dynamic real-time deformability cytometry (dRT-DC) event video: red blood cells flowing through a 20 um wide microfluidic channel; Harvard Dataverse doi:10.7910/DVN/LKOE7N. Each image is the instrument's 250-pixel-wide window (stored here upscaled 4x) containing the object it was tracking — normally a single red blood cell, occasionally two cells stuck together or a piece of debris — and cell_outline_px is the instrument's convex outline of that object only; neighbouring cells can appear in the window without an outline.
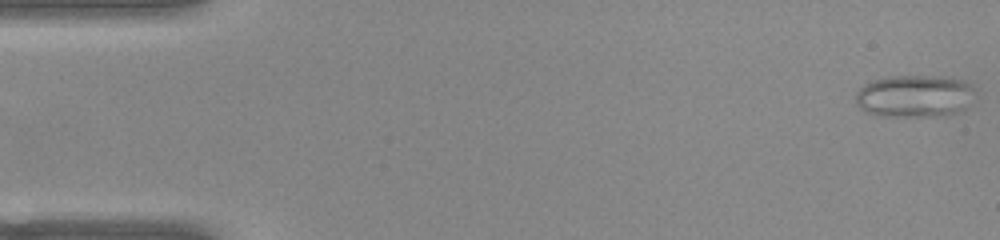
{"species": "common noctule bat (a hibernating species)", "species_latin": "Nyctalus noctula", "temperature_condition": "warm", "stored_images_in_passage": 51, "camera_frame_rate_fps": 3000, "um_per_image_px": 0.085, "animal": {"sex": "female", "body_mass_g": 22.0, "forearm_length_mm": 56.7}, "frame": {"image": 1, "passage_image": 1, "time_ms": 0.0, "image_size_px": [1000, 240], "cell_outline_px": [[972, 88], [964, 108], [952, 112], [936, 116], [876, 116], [864, 112], [860, 108], [856, 100], [856, 92], [864, 84], [872, 80], [892, 76], [932, 76], [964, 80]], "centroid_in_image_um": [77.6, 8.17], "position_along_channel_um": 7.4, "area_um2": 28.78}}
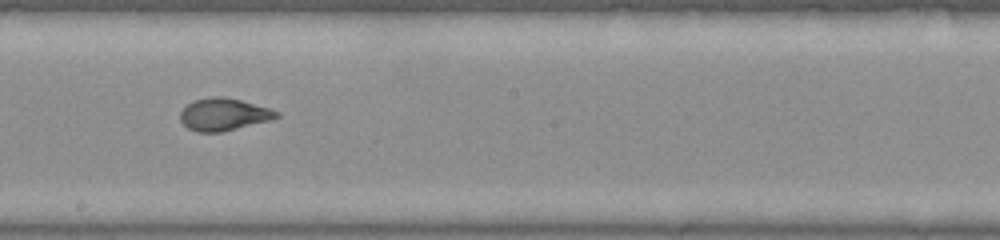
{"frame": {"image": 2, "passage_image": 28, "time_ms": 9.0, "image_size_px": [1000, 240], "cell_outline_px": [[280, 116], [268, 120], [220, 132], [196, 132], [188, 128], [180, 120], [180, 112], [192, 100], [212, 96], [220, 96], [240, 100], [268, 108], [280, 112]], "centroid_in_image_um": [18.97, 9.71], "position_along_channel_um": 229.2, "area_um2": 17.86}}
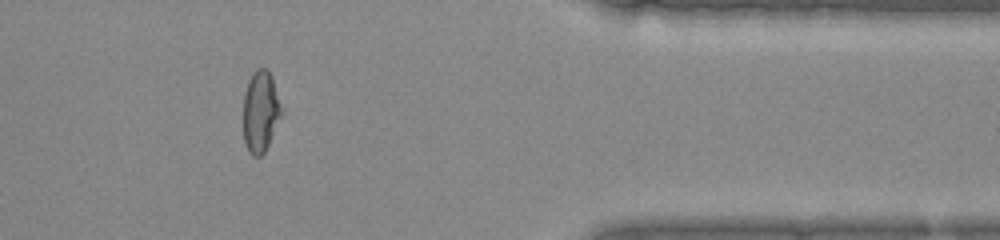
{"frame": {"image": 3, "passage_image": 42, "time_ms": 13.667, "image_size_px": [1000, 240], "cell_outline_px": [[284, 112], [264, 152], [260, 156], [252, 156], [244, 140], [244, 92], [248, 80], [252, 72], [256, 68], [268, 68], [272, 76], [284, 108]], "centroid_in_image_um": [22.18, 9.41], "position_along_channel_um": 389.2, "area_um2": 18.44}, "authors_computed_cell_mechanics": {"area_um2": 18.9584, "velocity_mm_per_s": 3.9492, "shape_relaxation_time_tau1_ms": null, "shape_relaxation_time_tau2_ms": 0.934, "deformation_change_tau1": null, "deformation_change_tau2": 0.0695}}